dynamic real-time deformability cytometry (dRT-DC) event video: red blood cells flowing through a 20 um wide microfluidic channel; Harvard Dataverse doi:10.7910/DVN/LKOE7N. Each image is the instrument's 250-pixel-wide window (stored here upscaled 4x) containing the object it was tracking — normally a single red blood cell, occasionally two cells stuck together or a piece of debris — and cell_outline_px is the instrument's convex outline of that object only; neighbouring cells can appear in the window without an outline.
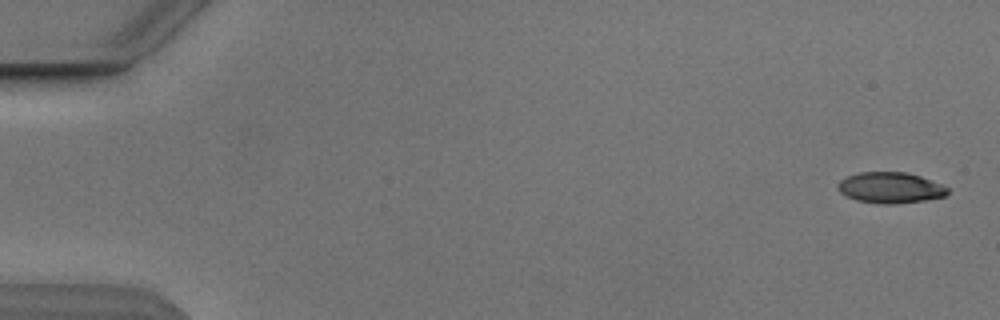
{"species": "Egyptian fruit bat (a non-hibernating species)", "species_latin": "Rousettus aegyptiacus", "temperature_condition": "cold", "stored_images_in_passage": 5, "camera_frame_rate_fps": 3000, "um_per_image_px": 0.085, "animal": {"sex": "male"}, "frame": {"image": 1, "passage_image": 1, "time_ms": 0.0, "image_size_px": [1000, 320], "cell_outline_px": [[948, 196], [924, 200], [896, 204], [884, 204], [856, 200], [840, 192], [836, 188], [836, 184], [840, 180], [848, 176], [860, 172], [908, 172], [920, 176], [940, 184], [948, 188]], "centroid_in_image_um": [75.67, 15.95], "position_along_channel_um": 9.3, "area_um2": 19.77}}
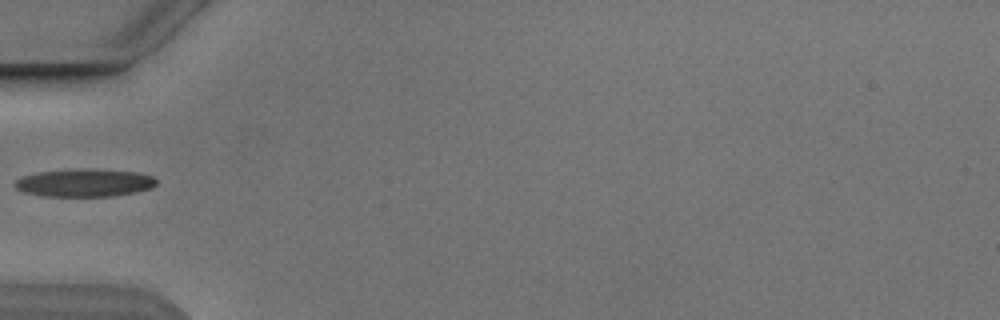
{"frame": {"image": 2, "passage_image": 5, "time_ms": 5.667, "image_size_px": [1000, 320], "cell_outline_px": [[156, 184], [152, 188], [136, 192], [116, 196], [44, 196], [24, 192], [16, 188], [12, 184], [16, 180], [24, 176], [40, 172], [72, 168], [92, 168], [136, 172], [152, 176], [156, 180]], "centroid_in_image_um": [7.19, 15.53], "position_along_channel_um": 77.8, "area_um2": 23.18}}